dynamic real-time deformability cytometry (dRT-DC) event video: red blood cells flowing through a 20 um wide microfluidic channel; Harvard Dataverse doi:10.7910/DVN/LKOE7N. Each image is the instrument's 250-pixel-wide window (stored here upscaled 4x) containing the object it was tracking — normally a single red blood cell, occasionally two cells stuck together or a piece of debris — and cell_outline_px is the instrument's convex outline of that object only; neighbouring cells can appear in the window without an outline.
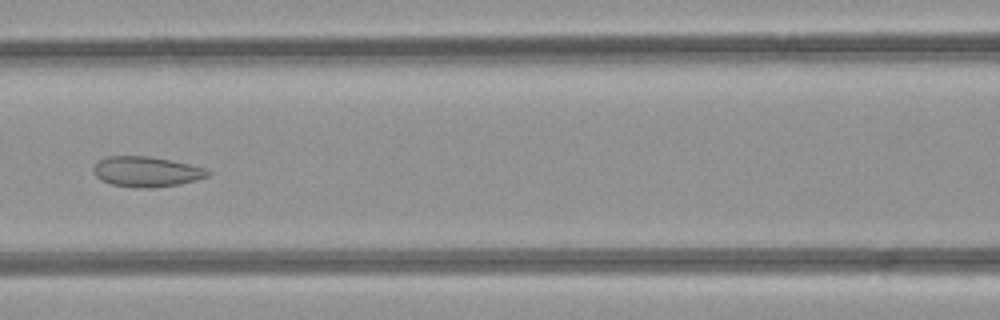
{"species": "common noctule bat (a hibernating species)", "species_latin": "Nyctalus noctula", "temperature_condition": "room temperature", "stored_images_in_passage": 48, "camera_frame_rate_fps": 3000, "um_per_image_px": 0.085, "animal": {"sex": "female", "body_mass_g": 21.9}, "frame": {"image": 1, "passage_image": 21, "time_ms": 6.667, "image_size_px": [1000, 320], "cell_outline_px": [[212, 172], [208, 176], [176, 184], [152, 188], [140, 188], [112, 184], [100, 180], [96, 176], [92, 168], [104, 156], [148, 156], [172, 160], [204, 168]], "centroid_in_image_um": [12.41, 14.58], "position_along_channel_um": 154.2, "area_um2": 19.94}}
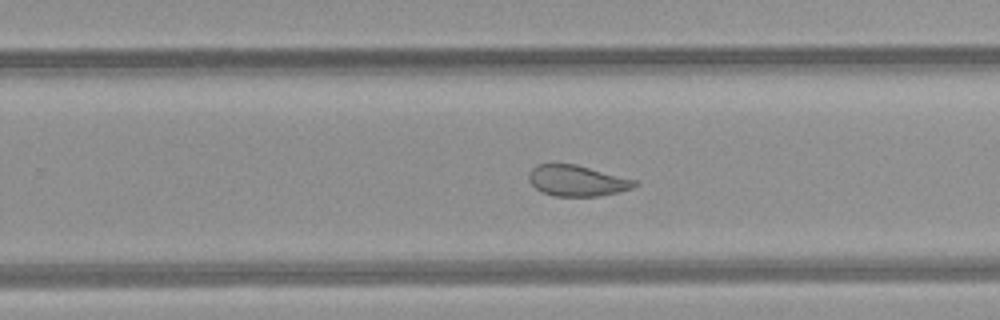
{"frame": {"image": 2, "passage_image": 30, "time_ms": 9.667, "image_size_px": [1000, 320], "cell_outline_px": [[640, 184], [632, 188], [620, 192], [596, 196], [552, 196], [540, 192], [528, 180], [528, 172], [536, 164], [576, 164], [636, 180]], "centroid_in_image_um": [49.03, 15.36], "position_along_channel_um": 280.8, "area_um2": 19.19}}
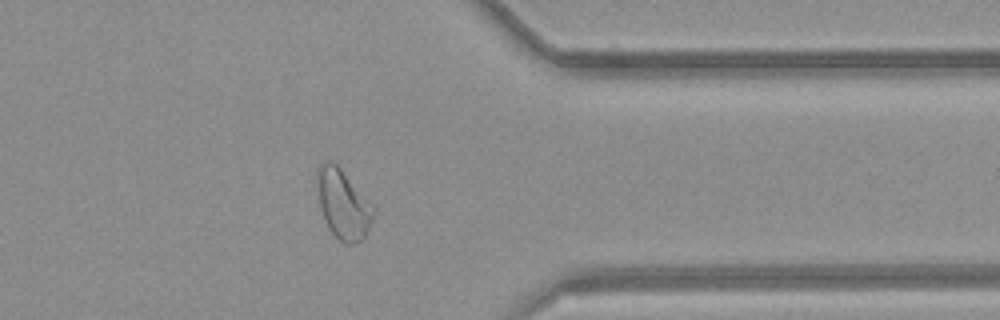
{"frame": {"image": 3, "passage_image": 38, "time_ms": 12.333, "image_size_px": [1000, 320], "cell_outline_px": [[376, 212], [364, 240], [352, 244], [344, 244], [328, 228], [320, 208], [316, 184], [316, 168], [324, 160], [332, 160], [340, 168], [376, 208]], "centroid_in_image_um": [29.16, 17.35], "position_along_channel_um": 382.2, "area_um2": 23.12}, "authors_computed_cell_mechanics": {"area_um2": 24.4783, "velocity_mm_per_s": 4.2332, "shape_relaxation_time_tau1_ms": null, "shape_relaxation_time_tau2_ms": 1.5347, "deformation_change_tau1": null, "deformation_change_tau2": 0.0656}}